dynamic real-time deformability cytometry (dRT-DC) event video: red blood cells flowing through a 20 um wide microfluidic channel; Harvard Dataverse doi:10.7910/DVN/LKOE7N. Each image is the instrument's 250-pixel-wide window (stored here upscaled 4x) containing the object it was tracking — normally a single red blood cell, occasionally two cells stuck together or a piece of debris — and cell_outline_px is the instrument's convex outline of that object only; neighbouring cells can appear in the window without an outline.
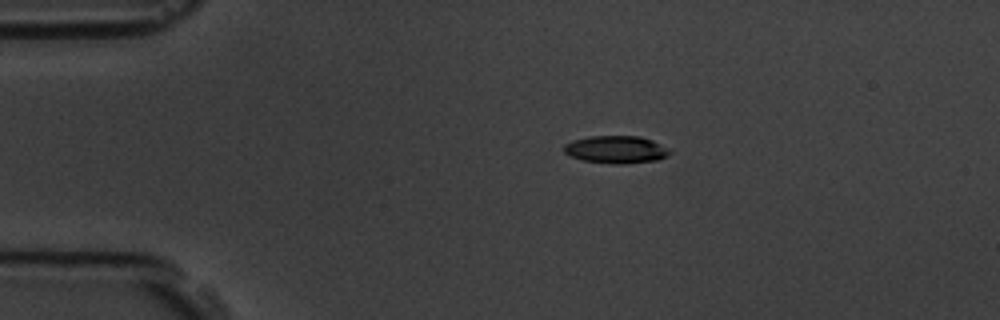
{"species": "common noctule bat (a hibernating species)", "species_latin": "Nyctalus noctula", "temperature_condition": "room temperature", "stored_images_in_passage": 7, "camera_frame_rate_fps": 3000, "um_per_image_px": 0.085, "animal": {"sex": "male", "body_mass_g": 19.5, "forearm_length_mm": 54.6}, "frame": {"image": 1, "passage_image": 1, "time_ms": 0.0, "image_size_px": [1000, 320], "cell_outline_px": [[672, 152], [668, 156], [656, 160], [624, 164], [612, 164], [580, 160], [564, 152], [564, 144], [572, 140], [588, 136], [640, 136], [652, 140]], "centroid_in_image_um": [52.33, 12.71], "position_along_channel_um": 32.7, "area_um2": 16.99}}
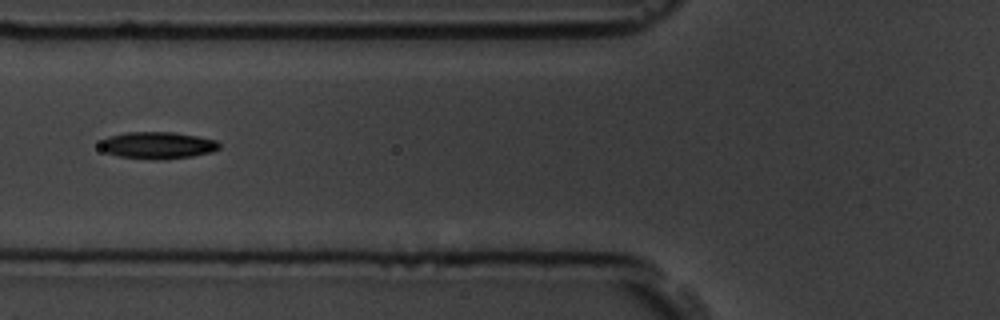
{"frame": {"image": 2, "passage_image": 4, "time_ms": 3.333, "image_size_px": [1000, 320], "cell_outline_px": [[220, 148], [212, 152], [192, 156], [156, 160], [120, 156], [104, 152], [100, 148], [100, 140], [108, 136], [124, 132], [176, 132], [216, 140], [220, 144]], "centroid_in_image_um": [13.37, 12.34], "position_along_channel_um": 112.4, "area_um2": 18.79}}
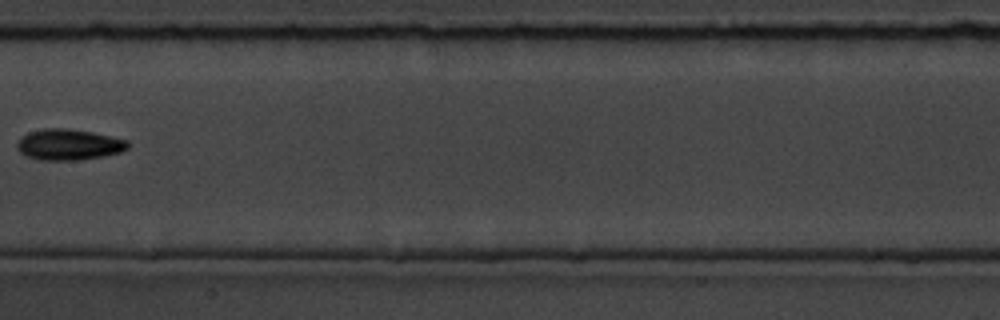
{"frame": {"image": 3, "passage_image": 6, "time_ms": 5.667, "image_size_px": [1000, 320], "cell_outline_px": [[128, 148], [120, 152], [104, 156], [80, 160], [40, 160], [28, 156], [20, 152], [16, 148], [16, 144], [28, 132], [44, 128], [68, 128], [92, 132], [128, 140]], "centroid_in_image_um": [5.85, 12.29], "position_along_channel_um": 201.6, "area_um2": 19.94}}